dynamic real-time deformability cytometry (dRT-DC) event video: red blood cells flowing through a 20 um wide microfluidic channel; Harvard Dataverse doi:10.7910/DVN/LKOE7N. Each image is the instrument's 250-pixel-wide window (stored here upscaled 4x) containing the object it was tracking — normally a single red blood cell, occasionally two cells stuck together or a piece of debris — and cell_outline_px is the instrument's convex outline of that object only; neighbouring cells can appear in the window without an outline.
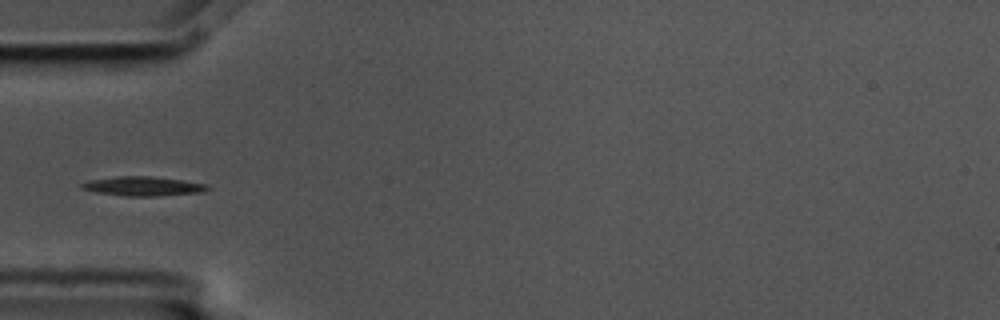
{"species": "common noctule bat (a hibernating species)", "species_latin": "Nyctalus noctula", "temperature_condition": "cold", "stored_images_in_passage": 4, "camera_frame_rate_fps": 3000, "um_per_image_px": 0.085, "animal": {"sex": "male", "body_mass_g": 17.5, "forearm_length_mm": 52.3}, "frame": {"image": 1, "passage_image": 4, "time_ms": 1.0, "image_size_px": [1000, 320], "cell_outline_px": [[212, 188], [204, 192], [160, 196], [124, 196], [96, 192], [80, 188], [80, 184], [88, 180], [116, 176], [152, 176], [180, 180], [204, 184]], "centroid_in_image_um": [12.14, 15.83], "position_along_channel_um": 72.9, "area_um2": 14.22}}